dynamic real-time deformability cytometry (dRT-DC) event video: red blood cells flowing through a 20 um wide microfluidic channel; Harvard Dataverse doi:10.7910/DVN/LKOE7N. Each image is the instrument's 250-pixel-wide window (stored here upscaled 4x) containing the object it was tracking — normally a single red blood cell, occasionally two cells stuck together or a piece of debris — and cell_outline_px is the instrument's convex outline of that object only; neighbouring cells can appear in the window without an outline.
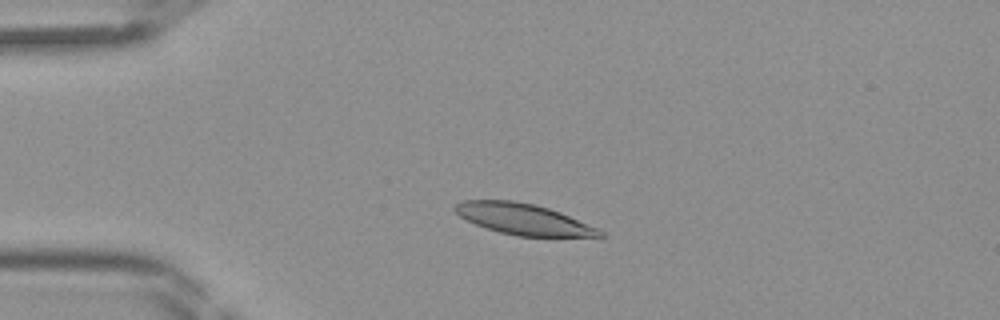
{"species": "Egyptian fruit bat (a non-hibernating species)", "species_latin": "Rousettus aegyptiacus", "temperature_condition": "room temperature", "stored_images_in_passage": 35, "camera_frame_rate_fps": 3000, "um_per_image_px": 0.085, "frame": {"image": 1, "passage_image": 2, "time_ms": 0.333, "image_size_px": [1000, 320], "cell_outline_px": [[604, 236], [516, 236], [500, 232], [476, 224], [460, 216], [452, 208], [456, 204], [464, 200], [512, 200], [536, 204], [560, 212], [596, 228], [604, 232]], "centroid_in_image_um": [44.45, 18.61], "position_along_channel_um": 40.6, "area_um2": 25.72}}
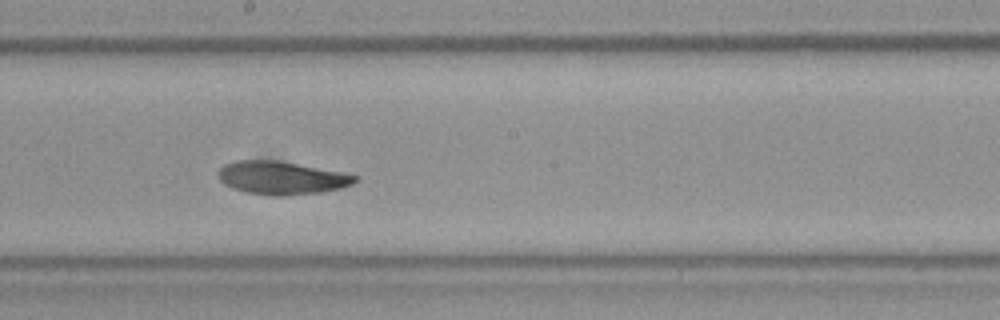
{"frame": {"image": 2, "passage_image": 16, "time_ms": 5.0, "image_size_px": [1000, 320], "cell_outline_px": [[360, 176], [352, 184], [340, 188], [320, 192], [284, 196], [272, 196], [248, 192], [232, 188], [224, 184], [220, 180], [216, 172], [224, 164], [236, 160], [276, 160], [340, 172]], "centroid_in_image_um": [23.88, 15.12], "position_along_channel_um": 224.3, "area_um2": 26.24}}
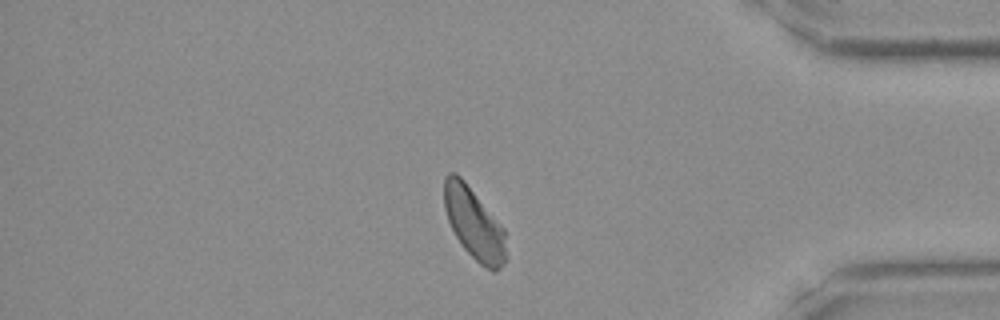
{"frame": {"image": 3, "passage_image": 29, "time_ms": 9.333, "image_size_px": [1000, 320], "cell_outline_px": [[504, 260], [500, 268], [496, 272], [492, 272], [480, 264], [464, 248], [456, 236], [448, 220], [444, 208], [444, 176], [448, 172], [456, 172], [464, 180], [504, 228]], "centroid_in_image_um": [40.25, 18.96], "position_along_channel_um": 394.9, "area_um2": 25.37}}